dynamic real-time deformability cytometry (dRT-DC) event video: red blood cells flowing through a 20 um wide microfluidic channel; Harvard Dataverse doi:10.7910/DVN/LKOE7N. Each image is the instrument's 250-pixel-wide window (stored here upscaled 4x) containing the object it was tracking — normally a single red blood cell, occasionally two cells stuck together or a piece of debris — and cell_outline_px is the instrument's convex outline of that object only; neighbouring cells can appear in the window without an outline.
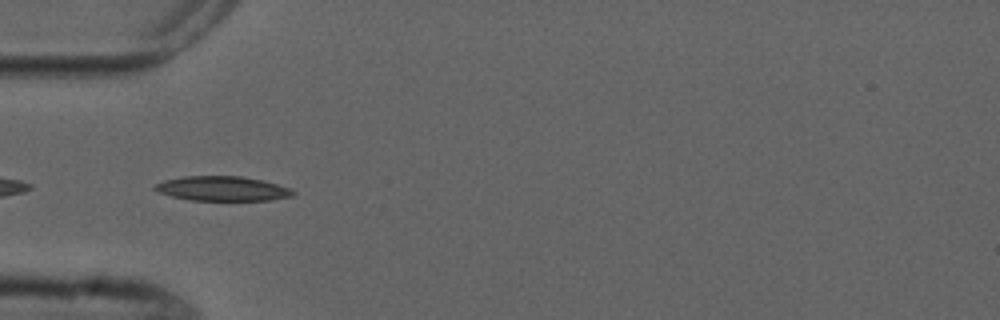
{"species": "common noctule bat (a hibernating species)", "species_latin": "Nyctalus noctula", "temperature_condition": "cold", "stored_images_in_passage": 6, "camera_frame_rate_fps": 3000, "um_per_image_px": 0.085, "animal": {"sex": "male", "forearm_length_mm": 52.5}, "frame": {"image": 1, "passage_image": 4, "time_ms": 3.333, "image_size_px": [1000, 320], "cell_outline_px": [[296, 192], [292, 196], [268, 200], [192, 200], [172, 196], [160, 192], [152, 188], [156, 184], [164, 180], [184, 176], [244, 176], [292, 188]], "centroid_in_image_um": [18.92, 16.02], "position_along_channel_um": 66.1, "area_um2": 19.65}}
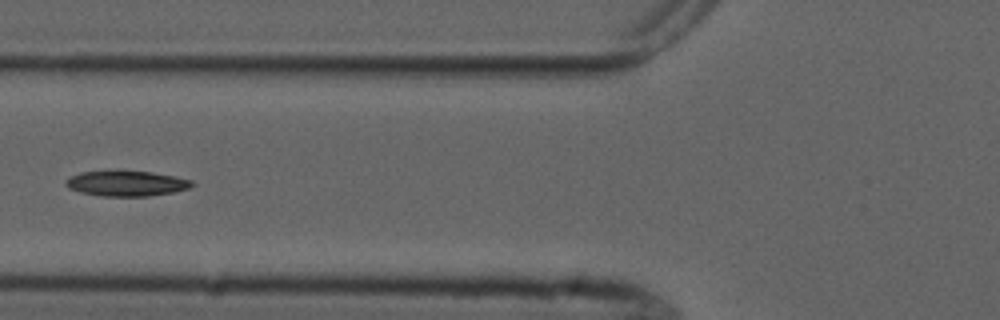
{"frame": {"image": 2, "passage_image": 5, "time_ms": 4.667, "image_size_px": [1000, 320], "cell_outline_px": [[196, 184], [188, 188], [172, 192], [148, 196], [100, 196], [80, 192], [68, 188], [64, 184], [64, 180], [80, 172], [112, 168], [116, 168], [152, 172], [176, 176], [192, 180]], "centroid_in_image_um": [10.7, 15.54], "position_along_channel_um": 115.1, "area_um2": 19.48}}
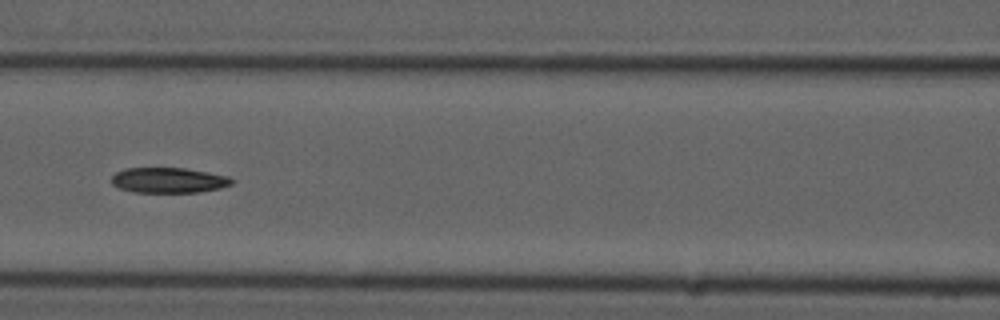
{"frame": {"image": 3, "passage_image": 6, "time_ms": 5.667, "image_size_px": [1000, 320], "cell_outline_px": [[236, 180], [232, 184], [220, 188], [200, 192], [132, 192], [120, 188], [112, 184], [112, 176], [116, 172], [124, 168], [184, 168], [208, 172], [228, 176]], "centroid_in_image_um": [14.35, 15.32], "position_along_channel_um": 152.3, "area_um2": 17.8}}